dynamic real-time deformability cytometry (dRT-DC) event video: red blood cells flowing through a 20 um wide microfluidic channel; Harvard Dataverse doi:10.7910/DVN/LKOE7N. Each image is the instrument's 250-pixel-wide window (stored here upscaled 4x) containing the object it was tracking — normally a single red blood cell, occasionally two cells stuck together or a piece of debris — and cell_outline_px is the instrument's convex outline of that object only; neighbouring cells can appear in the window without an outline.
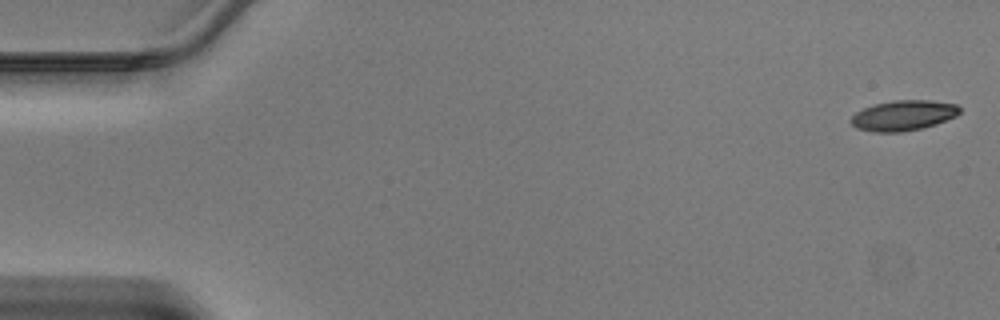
{"species": "Egyptian fruit bat (a non-hibernating species)", "species_latin": "Rousettus aegyptiacus", "temperature_condition": "warm", "stored_images_in_passage": 45, "camera_frame_rate_fps": 3000, "um_per_image_px": 0.085, "animal": {"sex": "male"}, "frame": {"image": 1, "passage_image": 1, "time_ms": 0.0, "image_size_px": [1000, 320], "cell_outline_px": [[960, 112], [956, 116], [936, 124], [920, 128], [900, 132], [872, 132], [856, 128], [848, 120], [856, 112], [864, 108], [876, 104], [896, 100], [932, 100], [956, 104], [960, 108]], "centroid_in_image_um": [76.77, 9.81], "position_along_channel_um": 8.2, "area_um2": 19.13}}
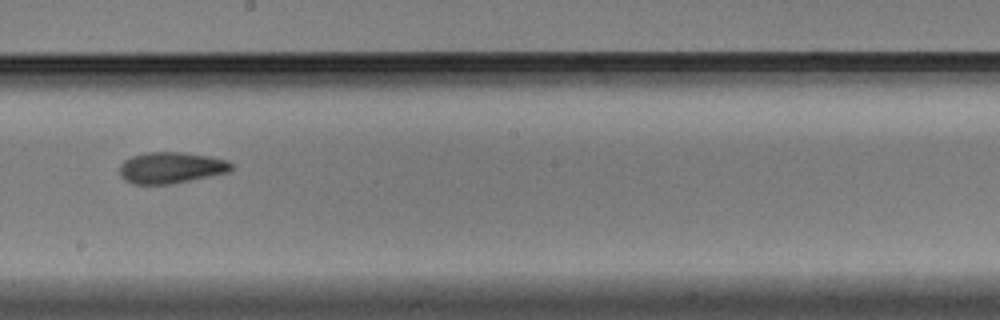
{"frame": {"image": 2, "passage_image": 26, "time_ms": 8.333, "image_size_px": [1000, 320], "cell_outline_px": [[236, 164], [228, 172], [172, 184], [132, 184], [124, 180], [120, 176], [120, 164], [124, 160], [132, 156], [148, 152], [184, 152], [208, 156], [228, 160]], "centroid_in_image_um": [14.54, 14.25], "position_along_channel_um": 233.7, "area_um2": 20.52}}
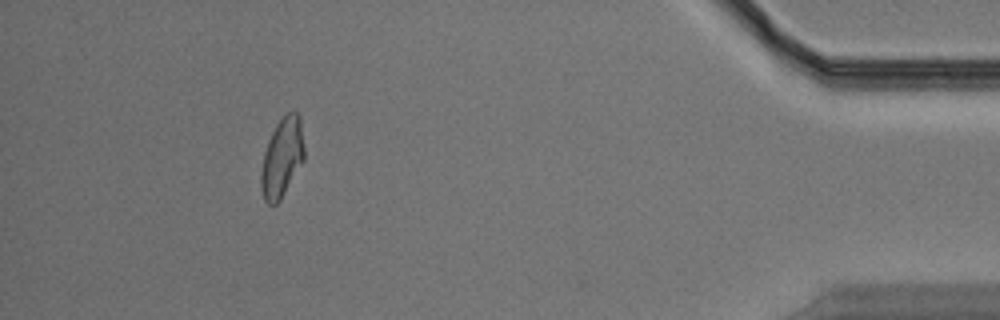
{"frame": {"image": 3, "passage_image": 42, "time_ms": 13.667, "image_size_px": [1000, 320], "cell_outline_px": [[304, 160], [280, 200], [276, 204], [268, 204], [264, 200], [260, 188], [260, 176], [264, 152], [268, 140], [276, 124], [288, 112], [296, 112], [300, 116], [304, 148]], "centroid_in_image_um": [23.96, 13.41], "position_along_channel_um": 411.2, "area_um2": 19.88}}